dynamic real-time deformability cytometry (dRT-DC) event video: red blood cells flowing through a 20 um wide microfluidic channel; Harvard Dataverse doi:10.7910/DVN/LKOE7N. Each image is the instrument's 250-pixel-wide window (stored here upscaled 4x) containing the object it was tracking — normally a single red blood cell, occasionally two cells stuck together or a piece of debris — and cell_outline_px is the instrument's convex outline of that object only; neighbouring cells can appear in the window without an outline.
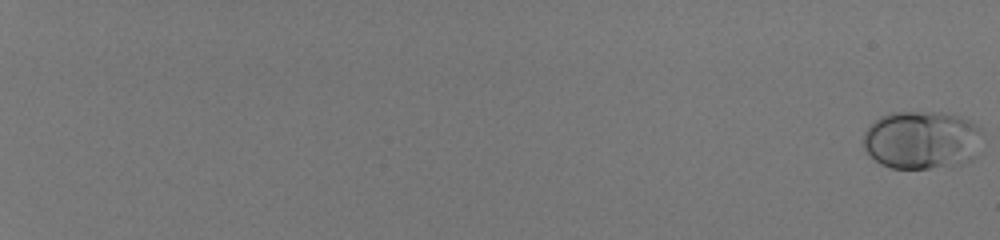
{"species": "human", "species_latin": "Homo sapiens", "temperature_condition": "room temperature", "stored_images_in_passage": 58, "camera_frame_rate_fps": 3000, "um_per_image_px": 0.085, "donor": {"sex": "male"}, "frame": {"image": 1, "passage_image": 1, "time_ms": 0.0, "image_size_px": [1000, 240], "cell_outline_px": [[984, 132], [972, 160], [960, 164], [928, 168], [892, 168], [880, 164], [864, 148], [864, 132], [880, 116], [888, 112], [944, 112], [960, 116], [972, 120]], "centroid_in_image_um": [78.38, 11.87], "position_along_channel_um": 6.6, "area_um2": 40.63}}
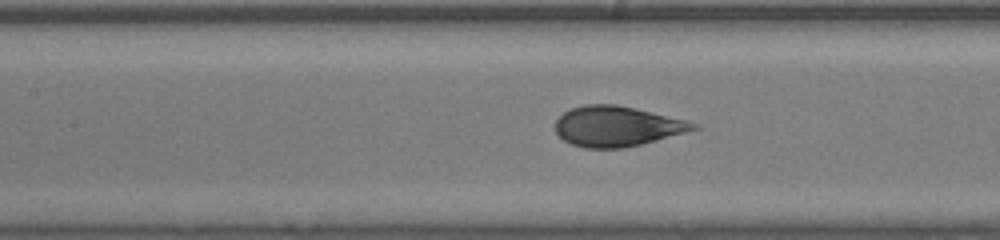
{"frame": {"image": 2, "passage_image": 34, "time_ms": 11.0, "image_size_px": [1000, 240], "cell_outline_px": [[700, 128], [640, 144], [624, 148], [584, 148], [572, 144], [564, 140], [556, 132], [556, 120], [564, 112], [572, 108], [584, 104], [616, 104], [684, 120], [700, 124]], "centroid_in_image_um": [52.41, 10.73], "position_along_channel_um": 155.0, "area_um2": 31.91}}
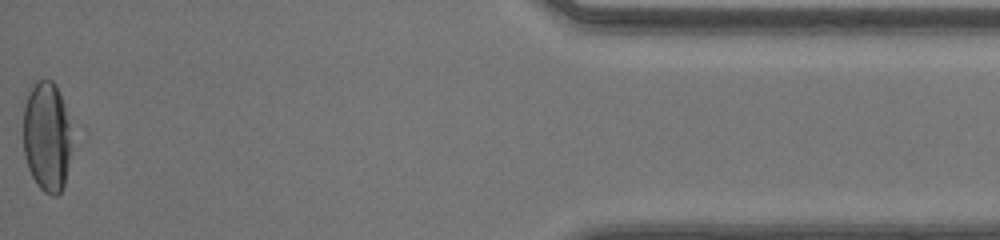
{"frame": {"image": 3, "passage_image": 58, "time_ms": 19.0, "image_size_px": [1000, 240], "cell_outline_px": [[68, 164], [64, 184], [60, 192], [56, 196], [52, 196], [44, 192], [36, 184], [28, 168], [24, 156], [24, 104], [36, 80], [52, 80], [60, 96], [64, 108], [68, 124]], "centroid_in_image_um": [3.92, 11.66], "position_along_channel_um": 431.3, "area_um2": 30.06}, "authors_computed_cell_mechanics": {"area_um2": 33.6396, "velocity_mm_per_s": 4.1467, "shape_relaxation_time_tau1_ms": 4.0197, "shape_relaxation_time_tau2_ms": null, "deformation_change_tau1": 0.1951, "deformation_change_tau2": null}}